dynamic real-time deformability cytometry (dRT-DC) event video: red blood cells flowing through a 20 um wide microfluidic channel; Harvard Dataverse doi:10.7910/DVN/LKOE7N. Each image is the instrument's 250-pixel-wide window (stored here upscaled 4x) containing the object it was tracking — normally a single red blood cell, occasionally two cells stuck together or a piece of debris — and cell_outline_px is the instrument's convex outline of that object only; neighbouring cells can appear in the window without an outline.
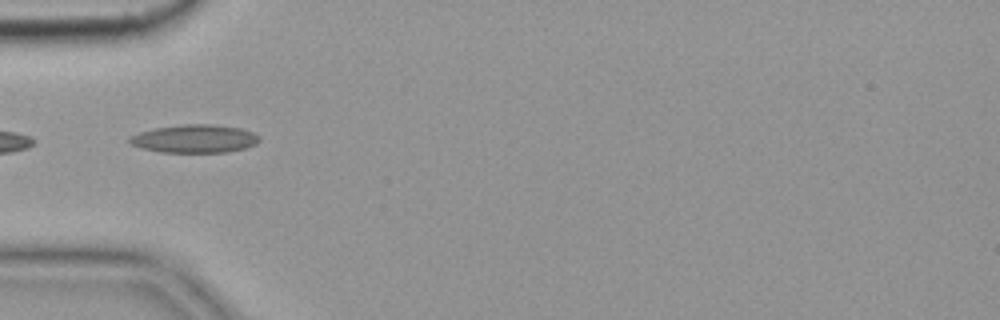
{"species": "common noctule bat (a hibernating species)", "species_latin": "Nyctalus noctula", "temperature_condition": "cold", "stored_images_in_passage": 3, "camera_frame_rate_fps": 3000, "um_per_image_px": 0.085, "animal": {"sex": "female", "body_mass_g": 19.9}, "frame": {"image": 1, "passage_image": 2, "time_ms": 0.333, "image_size_px": [1000, 320], "cell_outline_px": [[260, 140], [256, 144], [244, 148], [228, 152], [160, 152], [144, 148], [132, 144], [128, 140], [128, 136], [140, 132], [156, 128], [180, 124], [212, 124], [240, 128], [252, 132], [260, 136]], "centroid_in_image_um": [16.56, 11.78], "position_along_channel_um": 68.4, "area_um2": 21.21}}